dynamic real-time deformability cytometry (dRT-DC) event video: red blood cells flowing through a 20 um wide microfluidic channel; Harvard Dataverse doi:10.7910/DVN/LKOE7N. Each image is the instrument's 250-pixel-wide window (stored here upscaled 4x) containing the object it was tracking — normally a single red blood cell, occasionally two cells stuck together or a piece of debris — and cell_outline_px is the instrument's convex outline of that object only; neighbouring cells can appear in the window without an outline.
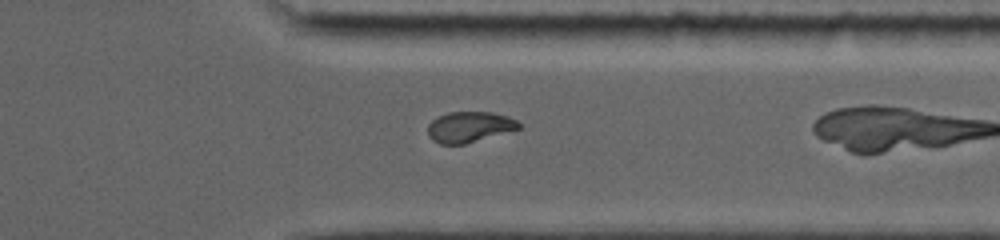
{"species": "common noctule bat (a hibernating species)", "species_latin": "Nyctalus noctula", "temperature_condition": "room temperature", "stored_images_in_passage": 19, "camera_frame_rate_fps": 5000, "um_per_image_px": 0.085, "animal": {"sex": "female", "body_mass_g": 19.0, "forearm_length_mm": 56.7}, "frame": {"image": 1, "passage_image": 16, "time_ms": 8.2, "image_size_px": [1000, 240], "cell_outline_px": [[520, 128], [464, 144], [440, 144], [432, 140], [428, 136], [428, 124], [432, 120], [448, 112], [492, 112], [508, 116], [516, 120], [520, 124]], "centroid_in_image_um": [39.87, 10.78], "position_along_channel_um": 371.5, "area_um2": 16.13}, "authors_computed_cell_mechanics": {"area_um2": 16.762, "velocity_mm_per_s": 3.8647, "shape_relaxation_time_tau1_ms": 10.6561, "shape_relaxation_time_tau2_ms": 1.4957, "deformation_change_tau1": 0.2558, "deformation_change_tau2": 0.0407}}